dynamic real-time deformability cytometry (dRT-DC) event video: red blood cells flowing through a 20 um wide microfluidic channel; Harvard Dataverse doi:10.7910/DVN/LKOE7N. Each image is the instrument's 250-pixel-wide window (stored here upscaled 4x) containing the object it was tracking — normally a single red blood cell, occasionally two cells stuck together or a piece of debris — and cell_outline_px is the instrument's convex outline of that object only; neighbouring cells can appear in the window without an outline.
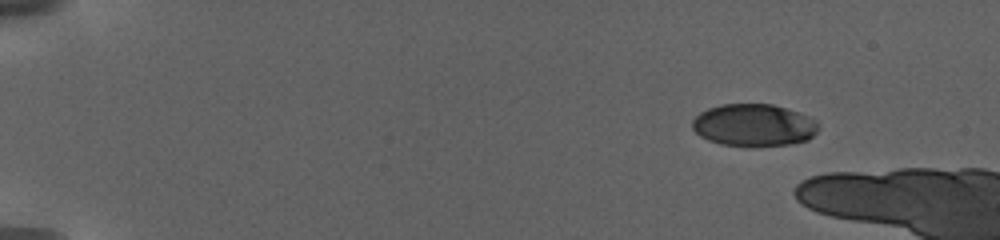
{"species": "human", "species_latin": "Homo sapiens", "temperature_condition": "warm", "stored_images_in_passage": 12, "camera_frame_rate_fps": 3000, "um_per_image_px": 0.085, "donor": {"sex": "female"}, "frame": {"image": 1, "passage_image": 1, "time_ms": 0.0, "image_size_px": [1000, 240], "cell_outline_px": [[820, 128], [808, 140], [788, 144], [752, 148], [720, 144], [708, 140], [700, 136], [692, 128], [692, 120], [700, 112], [708, 108], [724, 104], [772, 104], [808, 116], [816, 120], [820, 124]], "centroid_in_image_um": [64.07, 10.66], "position_along_channel_um": 20.9, "area_um2": 31.44}}